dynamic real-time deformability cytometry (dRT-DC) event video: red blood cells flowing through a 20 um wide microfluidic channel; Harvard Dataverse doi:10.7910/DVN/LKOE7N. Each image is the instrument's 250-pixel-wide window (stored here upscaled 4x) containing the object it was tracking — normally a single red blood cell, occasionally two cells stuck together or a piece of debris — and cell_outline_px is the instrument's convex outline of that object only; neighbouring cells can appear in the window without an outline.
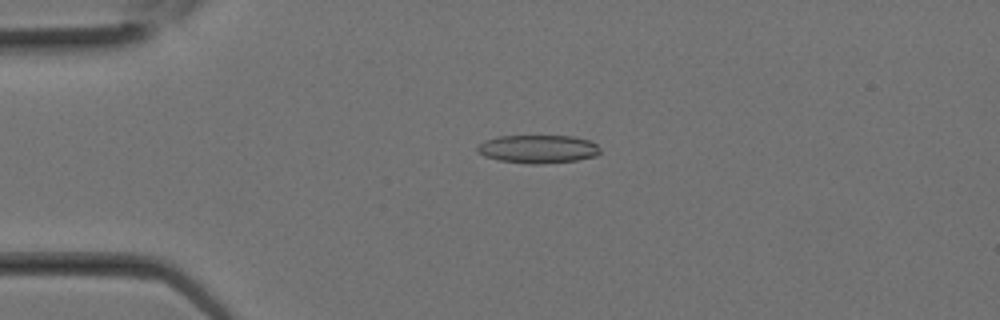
{"species": "Egyptian fruit bat (a non-hibernating species)", "species_latin": "Rousettus aegyptiacus", "temperature_condition": "room temperature", "stored_images_in_passage": 10, "camera_frame_rate_fps": 3000, "um_per_image_px": 0.085, "animal": {"sex": "female"}, "frame": {"image": 1, "passage_image": 5, "time_ms": 1.333, "image_size_px": [1000, 320], "cell_outline_px": [[600, 152], [596, 156], [576, 160], [540, 164], [528, 164], [500, 160], [484, 156], [476, 152], [476, 144], [484, 140], [496, 136], [572, 136], [588, 140], [596, 144], [600, 148]], "centroid_in_image_um": [45.67, 12.66], "position_along_channel_um": 39.3, "area_um2": 20.35}}
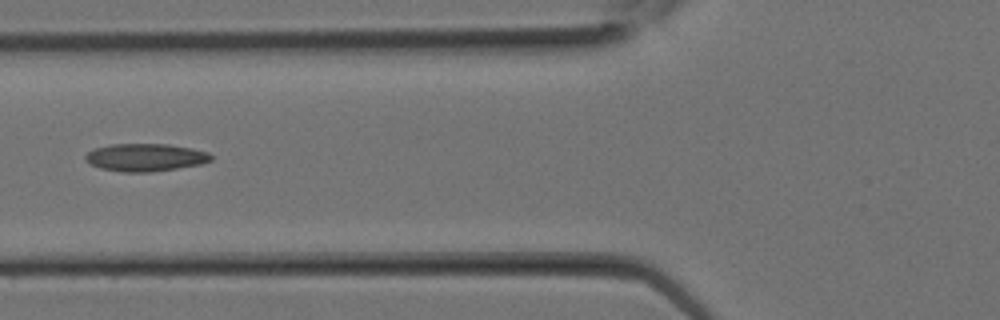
{"frame": {"image": 2, "passage_image": 9, "time_ms": 2.667, "image_size_px": [1000, 320], "cell_outline_px": [[212, 160], [200, 164], [152, 172], [124, 172], [100, 168], [84, 160], [84, 156], [88, 152], [96, 148], [112, 144], [168, 144], [192, 148], [208, 152], [212, 156]], "centroid_in_image_um": [12.36, 13.38], "position_along_channel_um": 113.4, "area_um2": 20.17}}